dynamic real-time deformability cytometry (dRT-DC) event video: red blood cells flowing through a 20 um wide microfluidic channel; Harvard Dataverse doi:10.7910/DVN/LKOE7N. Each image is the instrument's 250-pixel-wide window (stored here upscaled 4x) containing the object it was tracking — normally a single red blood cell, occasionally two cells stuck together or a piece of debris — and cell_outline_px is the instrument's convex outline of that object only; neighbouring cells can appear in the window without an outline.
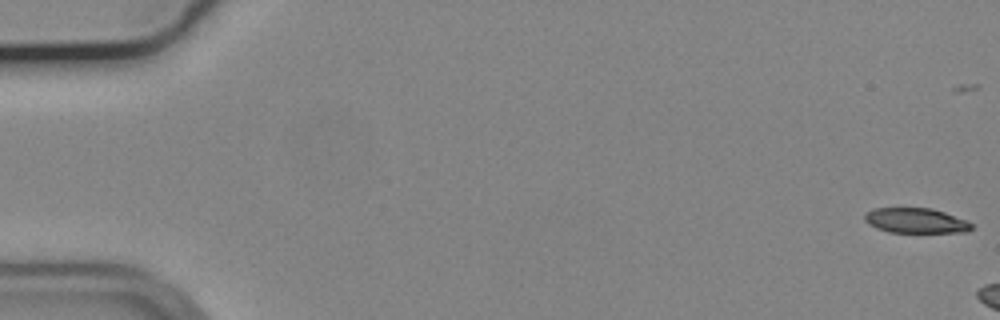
{"species": "common noctule bat (a hibernating species)", "species_latin": "Nyctalus noctula", "temperature_condition": "cold", "stored_images_in_passage": 7, "camera_frame_rate_fps": 3000, "um_per_image_px": 0.085, "animal": {"sex": "male", "body_mass_g": 19.2, "forearm_length_mm": 51.8}, "frame": {"image": 1, "passage_image": 1, "time_ms": 0.0, "image_size_px": [1000, 320], "cell_outline_px": [[972, 228], [968, 232], [888, 232], [876, 228], [868, 224], [864, 220], [864, 216], [872, 208], [932, 208], [968, 220], [972, 224]], "centroid_in_image_um": [77.85, 18.75], "position_along_channel_um": 7.2, "area_um2": 15.66}}